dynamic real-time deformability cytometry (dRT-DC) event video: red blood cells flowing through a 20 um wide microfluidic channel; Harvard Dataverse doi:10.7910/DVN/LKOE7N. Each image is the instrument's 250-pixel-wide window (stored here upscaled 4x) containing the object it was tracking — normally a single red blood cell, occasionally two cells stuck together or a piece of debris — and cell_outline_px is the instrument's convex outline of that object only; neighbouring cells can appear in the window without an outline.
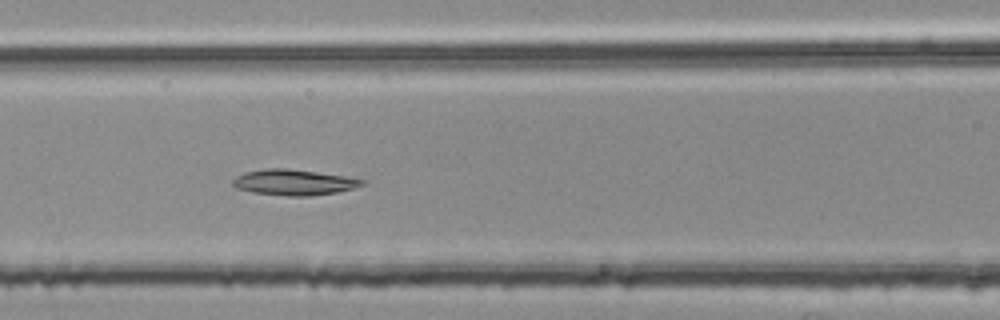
{"species": "common noctule bat (a hibernating species)", "species_latin": "Nyctalus noctula", "temperature_condition": "room temperature", "stored_images_in_passage": 39, "camera_frame_rate_fps": 3000, "um_per_image_px": 0.085, "animal": {"sex": "female", "body_mass_g": 25.1}, "frame": {"image": 1, "passage_image": 9, "time_ms": 2.667, "image_size_px": [1000, 320], "cell_outline_px": [[368, 180], [364, 184], [352, 188], [336, 192], [312, 196], [288, 196], [252, 192], [236, 188], [232, 184], [232, 180], [236, 176], [244, 172], [264, 168], [288, 168], [344, 176]], "centroid_in_image_um": [24.95, 15.49], "position_along_channel_um": 141.7, "area_um2": 19.42}}
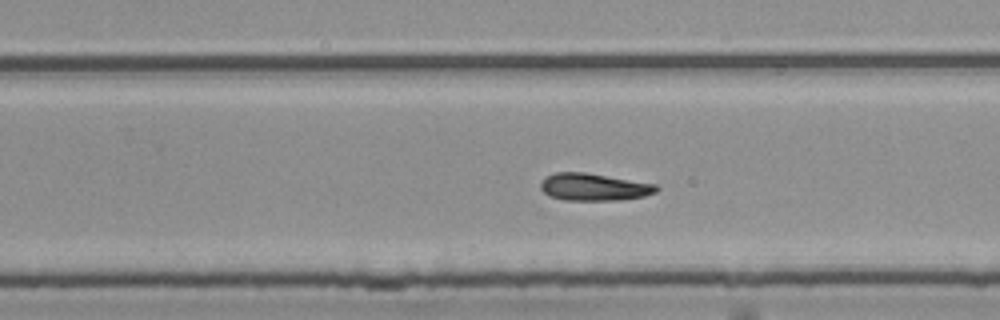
{"frame": {"image": 2, "passage_image": 20, "time_ms": 6.333, "image_size_px": [1000, 320], "cell_outline_px": [[660, 188], [656, 192], [644, 196], [620, 200], [564, 200], [548, 196], [540, 188], [540, 180], [544, 176], [556, 172], [584, 172], [656, 184]], "centroid_in_image_um": [50.44, 15.89], "position_along_channel_um": 279.4, "area_um2": 18.55}}
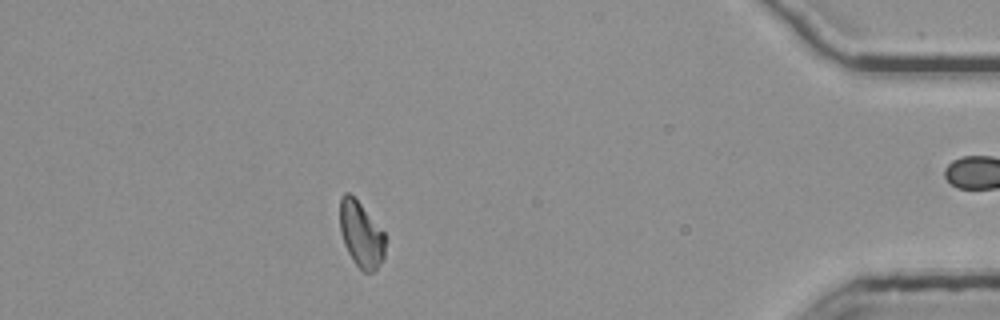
{"frame": {"image": 3, "passage_image": 34, "time_ms": 11.0, "image_size_px": [1000, 320], "cell_outline_px": [[388, 240], [384, 256], [380, 264], [372, 272], [364, 272], [352, 260], [344, 244], [340, 232], [340, 196], [344, 192], [348, 192], [360, 204], [384, 232]], "centroid_in_image_um": [30.71, 19.94], "position_along_channel_um": 404.5, "area_um2": 17.46}}